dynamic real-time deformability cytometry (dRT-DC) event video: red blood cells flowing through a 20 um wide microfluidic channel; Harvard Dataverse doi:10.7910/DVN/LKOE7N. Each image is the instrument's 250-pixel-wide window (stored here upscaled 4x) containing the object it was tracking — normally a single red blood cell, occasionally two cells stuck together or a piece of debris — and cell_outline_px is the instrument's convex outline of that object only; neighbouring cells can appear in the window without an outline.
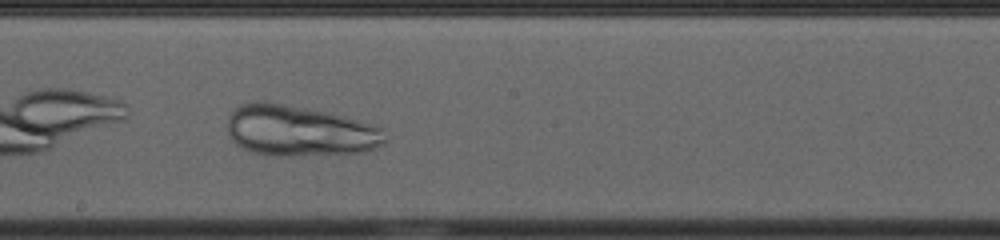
{"species": "common noctule bat (a hibernating species)", "species_latin": "Nyctalus noctula", "temperature_condition": "cold", "stored_images_in_passage": 32, "camera_frame_rate_fps": 3000, "um_per_image_px": 0.085, "animal": {"sex": "female", "body_mass_g": 23.0, "forearm_length_mm": 53.4}, "frame": {"image": 1, "passage_image": 14, "time_ms": 4.333, "image_size_px": [1000, 240], "cell_outline_px": [[388, 140], [384, 144], [376, 148], [364, 152], [292, 156], [276, 156], [252, 152], [236, 144], [232, 140], [228, 132], [228, 116], [240, 104], [260, 100], [268, 100], [324, 112], [340, 116], [368, 124], [380, 128]], "centroid_in_image_um": [25.4, 11.13], "position_along_channel_um": 222.8, "area_um2": 46.47}}